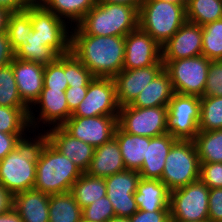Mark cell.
<instances>
[{
  "label": "cell",
  "mask_w": 222,
  "mask_h": 222,
  "mask_svg": "<svg viewBox=\"0 0 222 222\" xmlns=\"http://www.w3.org/2000/svg\"><path fill=\"white\" fill-rule=\"evenodd\" d=\"M0 106L28 107L19 95L11 63L0 68Z\"/></svg>",
  "instance_id": "obj_37"
},
{
  "label": "cell",
  "mask_w": 222,
  "mask_h": 222,
  "mask_svg": "<svg viewBox=\"0 0 222 222\" xmlns=\"http://www.w3.org/2000/svg\"><path fill=\"white\" fill-rule=\"evenodd\" d=\"M31 4H41L43 0H28Z\"/></svg>",
  "instance_id": "obj_55"
},
{
  "label": "cell",
  "mask_w": 222,
  "mask_h": 222,
  "mask_svg": "<svg viewBox=\"0 0 222 222\" xmlns=\"http://www.w3.org/2000/svg\"><path fill=\"white\" fill-rule=\"evenodd\" d=\"M222 96V60L211 61L203 97Z\"/></svg>",
  "instance_id": "obj_41"
},
{
  "label": "cell",
  "mask_w": 222,
  "mask_h": 222,
  "mask_svg": "<svg viewBox=\"0 0 222 222\" xmlns=\"http://www.w3.org/2000/svg\"><path fill=\"white\" fill-rule=\"evenodd\" d=\"M161 48L162 60H179L202 55V27L186 21Z\"/></svg>",
  "instance_id": "obj_18"
},
{
  "label": "cell",
  "mask_w": 222,
  "mask_h": 222,
  "mask_svg": "<svg viewBox=\"0 0 222 222\" xmlns=\"http://www.w3.org/2000/svg\"><path fill=\"white\" fill-rule=\"evenodd\" d=\"M71 28V52L94 77L114 78L123 70L125 37L87 35L77 25Z\"/></svg>",
  "instance_id": "obj_1"
},
{
  "label": "cell",
  "mask_w": 222,
  "mask_h": 222,
  "mask_svg": "<svg viewBox=\"0 0 222 222\" xmlns=\"http://www.w3.org/2000/svg\"><path fill=\"white\" fill-rule=\"evenodd\" d=\"M50 195L34 189L13 196V208L23 222H49Z\"/></svg>",
  "instance_id": "obj_23"
},
{
  "label": "cell",
  "mask_w": 222,
  "mask_h": 222,
  "mask_svg": "<svg viewBox=\"0 0 222 222\" xmlns=\"http://www.w3.org/2000/svg\"><path fill=\"white\" fill-rule=\"evenodd\" d=\"M177 141L169 133L150 138L147 144L146 158L140 168L139 174L144 179H161L166 157Z\"/></svg>",
  "instance_id": "obj_22"
},
{
  "label": "cell",
  "mask_w": 222,
  "mask_h": 222,
  "mask_svg": "<svg viewBox=\"0 0 222 222\" xmlns=\"http://www.w3.org/2000/svg\"><path fill=\"white\" fill-rule=\"evenodd\" d=\"M26 133H3L0 132V160L15 149L16 142Z\"/></svg>",
  "instance_id": "obj_46"
},
{
  "label": "cell",
  "mask_w": 222,
  "mask_h": 222,
  "mask_svg": "<svg viewBox=\"0 0 222 222\" xmlns=\"http://www.w3.org/2000/svg\"><path fill=\"white\" fill-rule=\"evenodd\" d=\"M0 222H23L20 215L12 207L9 211L0 214Z\"/></svg>",
  "instance_id": "obj_51"
},
{
  "label": "cell",
  "mask_w": 222,
  "mask_h": 222,
  "mask_svg": "<svg viewBox=\"0 0 222 222\" xmlns=\"http://www.w3.org/2000/svg\"><path fill=\"white\" fill-rule=\"evenodd\" d=\"M174 94L168 72L163 69L130 104L133 107L151 108L168 106Z\"/></svg>",
  "instance_id": "obj_25"
},
{
  "label": "cell",
  "mask_w": 222,
  "mask_h": 222,
  "mask_svg": "<svg viewBox=\"0 0 222 222\" xmlns=\"http://www.w3.org/2000/svg\"><path fill=\"white\" fill-rule=\"evenodd\" d=\"M170 222H209V221H170Z\"/></svg>",
  "instance_id": "obj_56"
},
{
  "label": "cell",
  "mask_w": 222,
  "mask_h": 222,
  "mask_svg": "<svg viewBox=\"0 0 222 222\" xmlns=\"http://www.w3.org/2000/svg\"><path fill=\"white\" fill-rule=\"evenodd\" d=\"M82 209L71 192L50 195L49 222H80Z\"/></svg>",
  "instance_id": "obj_28"
},
{
  "label": "cell",
  "mask_w": 222,
  "mask_h": 222,
  "mask_svg": "<svg viewBox=\"0 0 222 222\" xmlns=\"http://www.w3.org/2000/svg\"><path fill=\"white\" fill-rule=\"evenodd\" d=\"M13 207V195L0 184V214L9 211Z\"/></svg>",
  "instance_id": "obj_49"
},
{
  "label": "cell",
  "mask_w": 222,
  "mask_h": 222,
  "mask_svg": "<svg viewBox=\"0 0 222 222\" xmlns=\"http://www.w3.org/2000/svg\"><path fill=\"white\" fill-rule=\"evenodd\" d=\"M31 3L28 0H0V7L10 13L25 10Z\"/></svg>",
  "instance_id": "obj_48"
},
{
  "label": "cell",
  "mask_w": 222,
  "mask_h": 222,
  "mask_svg": "<svg viewBox=\"0 0 222 222\" xmlns=\"http://www.w3.org/2000/svg\"><path fill=\"white\" fill-rule=\"evenodd\" d=\"M81 209L89 206L97 199L106 196V183L104 178L93 177L87 173L77 179L70 191Z\"/></svg>",
  "instance_id": "obj_29"
},
{
  "label": "cell",
  "mask_w": 222,
  "mask_h": 222,
  "mask_svg": "<svg viewBox=\"0 0 222 222\" xmlns=\"http://www.w3.org/2000/svg\"><path fill=\"white\" fill-rule=\"evenodd\" d=\"M22 101L30 108L39 99L44 87L45 65L14 58L11 63Z\"/></svg>",
  "instance_id": "obj_19"
},
{
  "label": "cell",
  "mask_w": 222,
  "mask_h": 222,
  "mask_svg": "<svg viewBox=\"0 0 222 222\" xmlns=\"http://www.w3.org/2000/svg\"><path fill=\"white\" fill-rule=\"evenodd\" d=\"M31 30V17L27 9L9 14L6 32L13 50L27 44L28 33Z\"/></svg>",
  "instance_id": "obj_34"
},
{
  "label": "cell",
  "mask_w": 222,
  "mask_h": 222,
  "mask_svg": "<svg viewBox=\"0 0 222 222\" xmlns=\"http://www.w3.org/2000/svg\"><path fill=\"white\" fill-rule=\"evenodd\" d=\"M107 222H131L129 218L125 217H114L109 219Z\"/></svg>",
  "instance_id": "obj_53"
},
{
  "label": "cell",
  "mask_w": 222,
  "mask_h": 222,
  "mask_svg": "<svg viewBox=\"0 0 222 222\" xmlns=\"http://www.w3.org/2000/svg\"><path fill=\"white\" fill-rule=\"evenodd\" d=\"M80 222H91V221H87V220L81 218Z\"/></svg>",
  "instance_id": "obj_57"
},
{
  "label": "cell",
  "mask_w": 222,
  "mask_h": 222,
  "mask_svg": "<svg viewBox=\"0 0 222 222\" xmlns=\"http://www.w3.org/2000/svg\"><path fill=\"white\" fill-rule=\"evenodd\" d=\"M161 1H167V2L176 3V4H186L184 0H161Z\"/></svg>",
  "instance_id": "obj_54"
},
{
  "label": "cell",
  "mask_w": 222,
  "mask_h": 222,
  "mask_svg": "<svg viewBox=\"0 0 222 222\" xmlns=\"http://www.w3.org/2000/svg\"><path fill=\"white\" fill-rule=\"evenodd\" d=\"M15 58L21 60L48 65L53 63L59 55L45 42L39 40L36 36V31L31 30L28 33L27 44L18 46L14 50Z\"/></svg>",
  "instance_id": "obj_31"
},
{
  "label": "cell",
  "mask_w": 222,
  "mask_h": 222,
  "mask_svg": "<svg viewBox=\"0 0 222 222\" xmlns=\"http://www.w3.org/2000/svg\"><path fill=\"white\" fill-rule=\"evenodd\" d=\"M202 55L211 61L222 60V19L202 26Z\"/></svg>",
  "instance_id": "obj_36"
},
{
  "label": "cell",
  "mask_w": 222,
  "mask_h": 222,
  "mask_svg": "<svg viewBox=\"0 0 222 222\" xmlns=\"http://www.w3.org/2000/svg\"><path fill=\"white\" fill-rule=\"evenodd\" d=\"M188 22L201 27L222 19V0H189L186 2Z\"/></svg>",
  "instance_id": "obj_32"
},
{
  "label": "cell",
  "mask_w": 222,
  "mask_h": 222,
  "mask_svg": "<svg viewBox=\"0 0 222 222\" xmlns=\"http://www.w3.org/2000/svg\"><path fill=\"white\" fill-rule=\"evenodd\" d=\"M208 205L209 222H222V188L209 190Z\"/></svg>",
  "instance_id": "obj_43"
},
{
  "label": "cell",
  "mask_w": 222,
  "mask_h": 222,
  "mask_svg": "<svg viewBox=\"0 0 222 222\" xmlns=\"http://www.w3.org/2000/svg\"><path fill=\"white\" fill-rule=\"evenodd\" d=\"M64 73V55H60L53 63L45 65L44 87L51 90L65 91L69 86Z\"/></svg>",
  "instance_id": "obj_39"
},
{
  "label": "cell",
  "mask_w": 222,
  "mask_h": 222,
  "mask_svg": "<svg viewBox=\"0 0 222 222\" xmlns=\"http://www.w3.org/2000/svg\"><path fill=\"white\" fill-rule=\"evenodd\" d=\"M81 175L76 165L48 141L37 162L33 189L48 195L70 192Z\"/></svg>",
  "instance_id": "obj_3"
},
{
  "label": "cell",
  "mask_w": 222,
  "mask_h": 222,
  "mask_svg": "<svg viewBox=\"0 0 222 222\" xmlns=\"http://www.w3.org/2000/svg\"><path fill=\"white\" fill-rule=\"evenodd\" d=\"M167 109L168 133L177 140H193L199 132L200 97L174 93Z\"/></svg>",
  "instance_id": "obj_10"
},
{
  "label": "cell",
  "mask_w": 222,
  "mask_h": 222,
  "mask_svg": "<svg viewBox=\"0 0 222 222\" xmlns=\"http://www.w3.org/2000/svg\"><path fill=\"white\" fill-rule=\"evenodd\" d=\"M37 135L34 139L27 135L21 137L15 149L0 160V184L13 196L34 187L37 162L49 141L45 130Z\"/></svg>",
  "instance_id": "obj_2"
},
{
  "label": "cell",
  "mask_w": 222,
  "mask_h": 222,
  "mask_svg": "<svg viewBox=\"0 0 222 222\" xmlns=\"http://www.w3.org/2000/svg\"><path fill=\"white\" fill-rule=\"evenodd\" d=\"M114 138L119 144L125 168L139 172L144 158H146L147 144L150 142V137L126 133L117 126Z\"/></svg>",
  "instance_id": "obj_26"
},
{
  "label": "cell",
  "mask_w": 222,
  "mask_h": 222,
  "mask_svg": "<svg viewBox=\"0 0 222 222\" xmlns=\"http://www.w3.org/2000/svg\"><path fill=\"white\" fill-rule=\"evenodd\" d=\"M116 217L113 205L107 196L97 199L82 209V218L91 222H107Z\"/></svg>",
  "instance_id": "obj_40"
},
{
  "label": "cell",
  "mask_w": 222,
  "mask_h": 222,
  "mask_svg": "<svg viewBox=\"0 0 222 222\" xmlns=\"http://www.w3.org/2000/svg\"><path fill=\"white\" fill-rule=\"evenodd\" d=\"M209 190L199 179L170 191V221H209Z\"/></svg>",
  "instance_id": "obj_8"
},
{
  "label": "cell",
  "mask_w": 222,
  "mask_h": 222,
  "mask_svg": "<svg viewBox=\"0 0 222 222\" xmlns=\"http://www.w3.org/2000/svg\"><path fill=\"white\" fill-rule=\"evenodd\" d=\"M134 198L138 210H170V190L159 179L140 178Z\"/></svg>",
  "instance_id": "obj_24"
},
{
  "label": "cell",
  "mask_w": 222,
  "mask_h": 222,
  "mask_svg": "<svg viewBox=\"0 0 222 222\" xmlns=\"http://www.w3.org/2000/svg\"><path fill=\"white\" fill-rule=\"evenodd\" d=\"M26 9L30 12L32 30L36 31L39 40L45 42L59 56L71 52V31L66 21L42 4H30Z\"/></svg>",
  "instance_id": "obj_9"
},
{
  "label": "cell",
  "mask_w": 222,
  "mask_h": 222,
  "mask_svg": "<svg viewBox=\"0 0 222 222\" xmlns=\"http://www.w3.org/2000/svg\"><path fill=\"white\" fill-rule=\"evenodd\" d=\"M36 105L40 111L39 115H37L39 118L35 116L32 109L29 112V124L33 129L31 133L36 131V127L39 129L41 123L49 126V128L51 127L50 125H53V127L62 126L72 115L68 108L65 91L43 87L39 99L33 106L36 107Z\"/></svg>",
  "instance_id": "obj_16"
},
{
  "label": "cell",
  "mask_w": 222,
  "mask_h": 222,
  "mask_svg": "<svg viewBox=\"0 0 222 222\" xmlns=\"http://www.w3.org/2000/svg\"><path fill=\"white\" fill-rule=\"evenodd\" d=\"M64 73L68 86H88L94 79L89 69L72 53L64 55Z\"/></svg>",
  "instance_id": "obj_38"
},
{
  "label": "cell",
  "mask_w": 222,
  "mask_h": 222,
  "mask_svg": "<svg viewBox=\"0 0 222 222\" xmlns=\"http://www.w3.org/2000/svg\"><path fill=\"white\" fill-rule=\"evenodd\" d=\"M186 21V4L144 0L138 11V27L160 46L164 45Z\"/></svg>",
  "instance_id": "obj_5"
},
{
  "label": "cell",
  "mask_w": 222,
  "mask_h": 222,
  "mask_svg": "<svg viewBox=\"0 0 222 222\" xmlns=\"http://www.w3.org/2000/svg\"><path fill=\"white\" fill-rule=\"evenodd\" d=\"M77 26L87 35L125 37L138 28V10L124 4L96 3Z\"/></svg>",
  "instance_id": "obj_4"
},
{
  "label": "cell",
  "mask_w": 222,
  "mask_h": 222,
  "mask_svg": "<svg viewBox=\"0 0 222 222\" xmlns=\"http://www.w3.org/2000/svg\"><path fill=\"white\" fill-rule=\"evenodd\" d=\"M10 12L0 7V33L7 31V23Z\"/></svg>",
  "instance_id": "obj_52"
},
{
  "label": "cell",
  "mask_w": 222,
  "mask_h": 222,
  "mask_svg": "<svg viewBox=\"0 0 222 222\" xmlns=\"http://www.w3.org/2000/svg\"><path fill=\"white\" fill-rule=\"evenodd\" d=\"M29 112V107L0 106V132L26 133L24 132L26 129L32 131L29 124Z\"/></svg>",
  "instance_id": "obj_33"
},
{
  "label": "cell",
  "mask_w": 222,
  "mask_h": 222,
  "mask_svg": "<svg viewBox=\"0 0 222 222\" xmlns=\"http://www.w3.org/2000/svg\"><path fill=\"white\" fill-rule=\"evenodd\" d=\"M167 106L140 108L125 105L120 107L118 126L133 135L157 137L168 133Z\"/></svg>",
  "instance_id": "obj_11"
},
{
  "label": "cell",
  "mask_w": 222,
  "mask_h": 222,
  "mask_svg": "<svg viewBox=\"0 0 222 222\" xmlns=\"http://www.w3.org/2000/svg\"><path fill=\"white\" fill-rule=\"evenodd\" d=\"M174 93L203 97L211 60L203 55L179 60H162Z\"/></svg>",
  "instance_id": "obj_7"
},
{
  "label": "cell",
  "mask_w": 222,
  "mask_h": 222,
  "mask_svg": "<svg viewBox=\"0 0 222 222\" xmlns=\"http://www.w3.org/2000/svg\"><path fill=\"white\" fill-rule=\"evenodd\" d=\"M88 86H69L65 90L69 111L73 114L86 96Z\"/></svg>",
  "instance_id": "obj_45"
},
{
  "label": "cell",
  "mask_w": 222,
  "mask_h": 222,
  "mask_svg": "<svg viewBox=\"0 0 222 222\" xmlns=\"http://www.w3.org/2000/svg\"><path fill=\"white\" fill-rule=\"evenodd\" d=\"M129 219L131 222H170V210H137Z\"/></svg>",
  "instance_id": "obj_44"
},
{
  "label": "cell",
  "mask_w": 222,
  "mask_h": 222,
  "mask_svg": "<svg viewBox=\"0 0 222 222\" xmlns=\"http://www.w3.org/2000/svg\"><path fill=\"white\" fill-rule=\"evenodd\" d=\"M164 63L161 60L157 64L138 69H123L113 80L116 87L117 101L120 107L130 105L140 92L162 70Z\"/></svg>",
  "instance_id": "obj_17"
},
{
  "label": "cell",
  "mask_w": 222,
  "mask_h": 222,
  "mask_svg": "<svg viewBox=\"0 0 222 222\" xmlns=\"http://www.w3.org/2000/svg\"><path fill=\"white\" fill-rule=\"evenodd\" d=\"M126 170L117 140L110 141L94 149L93 158L88 170L90 176L106 178Z\"/></svg>",
  "instance_id": "obj_21"
},
{
  "label": "cell",
  "mask_w": 222,
  "mask_h": 222,
  "mask_svg": "<svg viewBox=\"0 0 222 222\" xmlns=\"http://www.w3.org/2000/svg\"><path fill=\"white\" fill-rule=\"evenodd\" d=\"M118 126V115L95 117H69L61 126L72 137L100 147L114 137Z\"/></svg>",
  "instance_id": "obj_13"
},
{
  "label": "cell",
  "mask_w": 222,
  "mask_h": 222,
  "mask_svg": "<svg viewBox=\"0 0 222 222\" xmlns=\"http://www.w3.org/2000/svg\"><path fill=\"white\" fill-rule=\"evenodd\" d=\"M46 131L49 142L62 155L71 160L82 173H85L90 166L95 148L82 140L72 137L61 126H52Z\"/></svg>",
  "instance_id": "obj_20"
},
{
  "label": "cell",
  "mask_w": 222,
  "mask_h": 222,
  "mask_svg": "<svg viewBox=\"0 0 222 222\" xmlns=\"http://www.w3.org/2000/svg\"><path fill=\"white\" fill-rule=\"evenodd\" d=\"M162 60L161 46L139 27L125 36L123 69H138Z\"/></svg>",
  "instance_id": "obj_15"
},
{
  "label": "cell",
  "mask_w": 222,
  "mask_h": 222,
  "mask_svg": "<svg viewBox=\"0 0 222 222\" xmlns=\"http://www.w3.org/2000/svg\"><path fill=\"white\" fill-rule=\"evenodd\" d=\"M222 129V96L200 97L199 131Z\"/></svg>",
  "instance_id": "obj_35"
},
{
  "label": "cell",
  "mask_w": 222,
  "mask_h": 222,
  "mask_svg": "<svg viewBox=\"0 0 222 222\" xmlns=\"http://www.w3.org/2000/svg\"><path fill=\"white\" fill-rule=\"evenodd\" d=\"M199 179L209 188H222V163H200Z\"/></svg>",
  "instance_id": "obj_42"
},
{
  "label": "cell",
  "mask_w": 222,
  "mask_h": 222,
  "mask_svg": "<svg viewBox=\"0 0 222 222\" xmlns=\"http://www.w3.org/2000/svg\"><path fill=\"white\" fill-rule=\"evenodd\" d=\"M144 0H97V3L124 4L136 8L138 11Z\"/></svg>",
  "instance_id": "obj_50"
},
{
  "label": "cell",
  "mask_w": 222,
  "mask_h": 222,
  "mask_svg": "<svg viewBox=\"0 0 222 222\" xmlns=\"http://www.w3.org/2000/svg\"><path fill=\"white\" fill-rule=\"evenodd\" d=\"M193 142L200 163H222V129L199 131Z\"/></svg>",
  "instance_id": "obj_30"
},
{
  "label": "cell",
  "mask_w": 222,
  "mask_h": 222,
  "mask_svg": "<svg viewBox=\"0 0 222 222\" xmlns=\"http://www.w3.org/2000/svg\"><path fill=\"white\" fill-rule=\"evenodd\" d=\"M200 160L193 140H177L171 147L160 181L170 191L199 180Z\"/></svg>",
  "instance_id": "obj_6"
},
{
  "label": "cell",
  "mask_w": 222,
  "mask_h": 222,
  "mask_svg": "<svg viewBox=\"0 0 222 222\" xmlns=\"http://www.w3.org/2000/svg\"><path fill=\"white\" fill-rule=\"evenodd\" d=\"M15 58L7 32L0 33V68L10 63Z\"/></svg>",
  "instance_id": "obj_47"
},
{
  "label": "cell",
  "mask_w": 222,
  "mask_h": 222,
  "mask_svg": "<svg viewBox=\"0 0 222 222\" xmlns=\"http://www.w3.org/2000/svg\"><path fill=\"white\" fill-rule=\"evenodd\" d=\"M119 109L113 78L94 77L85 98L70 117L119 115Z\"/></svg>",
  "instance_id": "obj_12"
},
{
  "label": "cell",
  "mask_w": 222,
  "mask_h": 222,
  "mask_svg": "<svg viewBox=\"0 0 222 222\" xmlns=\"http://www.w3.org/2000/svg\"><path fill=\"white\" fill-rule=\"evenodd\" d=\"M138 171L124 170L104 178L106 196L113 205L116 217H131L137 210L134 194L140 180Z\"/></svg>",
  "instance_id": "obj_14"
},
{
  "label": "cell",
  "mask_w": 222,
  "mask_h": 222,
  "mask_svg": "<svg viewBox=\"0 0 222 222\" xmlns=\"http://www.w3.org/2000/svg\"><path fill=\"white\" fill-rule=\"evenodd\" d=\"M96 3L97 0H43L41 4L68 24L71 22V28L74 24L76 26Z\"/></svg>",
  "instance_id": "obj_27"
}]
</instances>
